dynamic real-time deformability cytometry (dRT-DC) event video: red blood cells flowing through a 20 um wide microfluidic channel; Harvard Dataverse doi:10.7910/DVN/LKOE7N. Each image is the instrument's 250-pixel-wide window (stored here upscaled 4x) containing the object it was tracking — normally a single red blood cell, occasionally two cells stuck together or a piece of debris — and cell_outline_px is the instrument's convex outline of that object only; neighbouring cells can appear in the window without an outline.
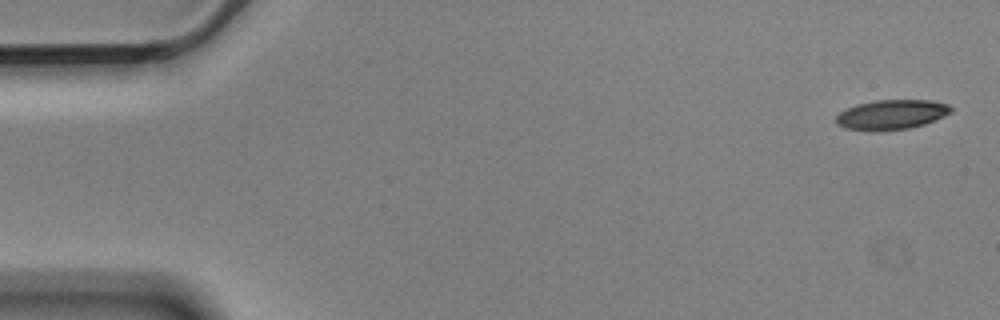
{"species": "Egyptian fruit bat (a non-hibernating species)", "species_latin": "Rousettus aegyptiacus", "temperature_condition": "cold", "stored_images_in_passage": 6, "camera_frame_rate_fps": 3000, "um_per_image_px": 0.085, "animal": {"sex": "male"}, "frame": {"image": 1, "passage_image": 1, "time_ms": 0.0, "image_size_px": [1000, 320], "cell_outline_px": [[952, 112], [944, 116], [924, 124], [908, 128], [872, 132], [844, 128], [836, 124], [836, 116], [840, 112], [856, 104], [876, 100], [932, 100], [948, 104], [952, 108]], "centroid_in_image_um": [75.76, 9.75], "position_along_channel_um": 9.2, "area_um2": 20.06}}
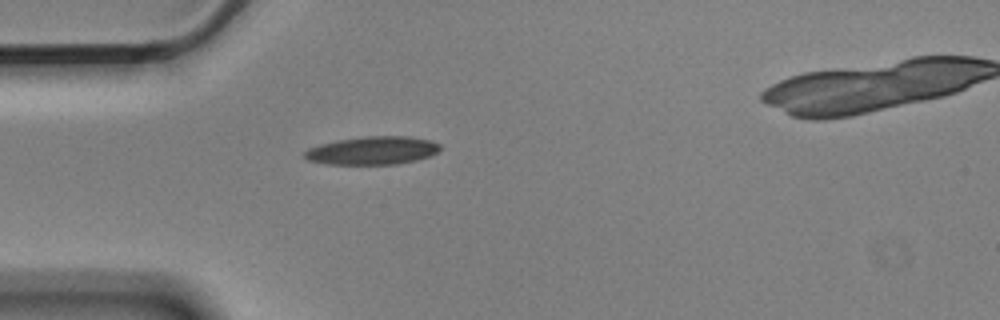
{"frame": {"image": 2, "passage_image": 5, "time_ms": 1.333, "image_size_px": [1000, 320], "cell_outline_px": [[440, 148], [436, 152], [428, 156], [416, 160], [396, 164], [328, 164], [308, 160], [304, 156], [304, 152], [308, 148], [320, 144], [336, 140], [364, 136], [408, 136], [432, 140], [440, 144]], "centroid_in_image_um": [31.65, 12.78], "position_along_channel_um": 53.3, "area_um2": 22.2}}